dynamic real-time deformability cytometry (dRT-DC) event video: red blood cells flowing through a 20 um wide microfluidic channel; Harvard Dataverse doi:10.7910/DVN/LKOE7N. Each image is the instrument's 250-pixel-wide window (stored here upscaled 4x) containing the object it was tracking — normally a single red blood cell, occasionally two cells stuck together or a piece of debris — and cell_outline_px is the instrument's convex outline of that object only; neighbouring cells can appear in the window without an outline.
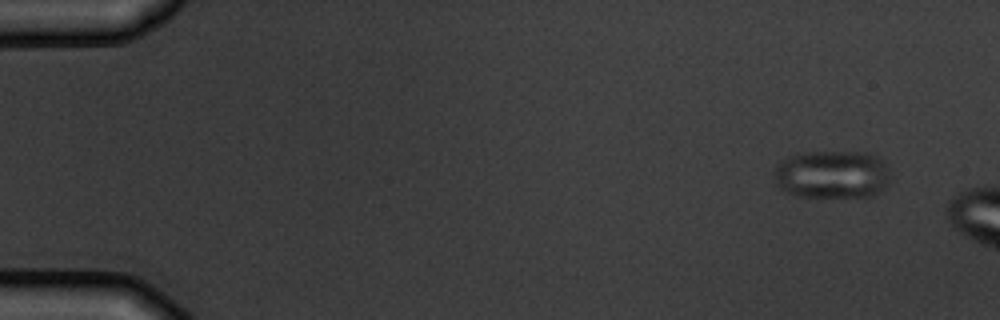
{"species": "common noctule bat (a hibernating species)", "species_latin": "Nyctalus noctula", "temperature_condition": "warm", "stored_images_in_passage": 4, "camera_frame_rate_fps": 3000, "um_per_image_px": 0.085, "animal": {"sex": "male", "body_mass_g": 19.5, "forearm_length_mm": 54.6}, "frame": {"image": 1, "passage_image": 2, "time_ms": 1.0, "image_size_px": [1000, 320], "cell_outline_px": [[888, 184], [880, 192], [872, 196], [796, 196], [780, 188], [776, 184], [772, 172], [776, 164], [788, 156], [808, 152], [872, 152], [888, 168]], "centroid_in_image_um": [70.69, 14.81], "position_along_channel_um": 14.3, "area_um2": 32.66}}